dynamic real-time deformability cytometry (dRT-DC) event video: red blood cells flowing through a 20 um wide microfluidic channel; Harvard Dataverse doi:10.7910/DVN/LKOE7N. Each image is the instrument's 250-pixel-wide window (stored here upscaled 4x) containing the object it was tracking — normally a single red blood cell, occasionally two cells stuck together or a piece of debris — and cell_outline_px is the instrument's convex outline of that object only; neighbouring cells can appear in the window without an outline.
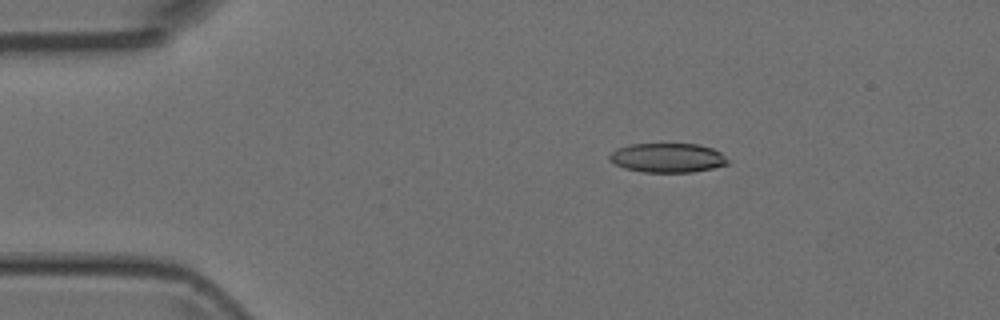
{"species": "Egyptian fruit bat (a non-hibernating species)", "species_latin": "Rousettus aegyptiacus", "temperature_condition": "room temperature", "stored_images_in_passage": 6, "segment_of_instrument_passage": [1, 2], "camera_frame_rate_fps": 3000, "um_per_image_px": 0.085, "animal": {"sex": "female"}, "frame": {"image": 1, "passage_image": 3, "time_ms": 0.667, "image_size_px": [1000, 320], "cell_outline_px": [[728, 164], [712, 168], [692, 172], [644, 172], [624, 168], [608, 160], [608, 156], [616, 148], [632, 144], [700, 144], [712, 148], [720, 152], [728, 160]], "centroid_in_image_um": [56.72, 13.41], "position_along_channel_um": 28.3, "area_um2": 20.17}}